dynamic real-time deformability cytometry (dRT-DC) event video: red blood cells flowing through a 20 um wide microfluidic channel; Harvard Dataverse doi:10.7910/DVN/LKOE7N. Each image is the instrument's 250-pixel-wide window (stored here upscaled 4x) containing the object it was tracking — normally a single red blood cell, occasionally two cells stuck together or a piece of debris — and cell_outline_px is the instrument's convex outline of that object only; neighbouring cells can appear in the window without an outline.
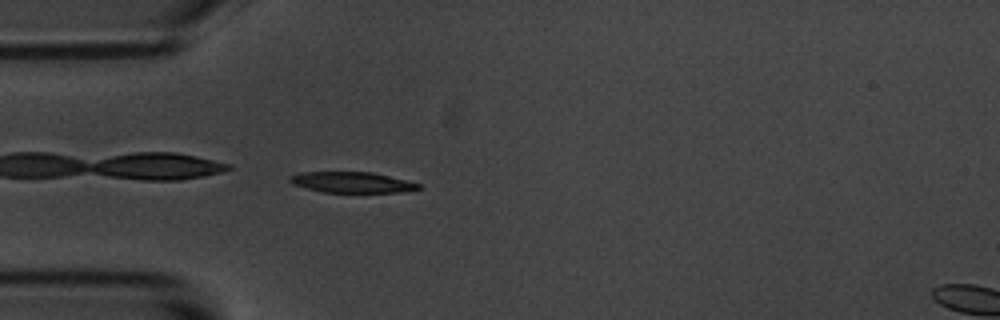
{"species": "common noctule bat (a hibernating species)", "species_latin": "Nyctalus noctula", "temperature_condition": "room temperature", "stored_images_in_passage": 41, "camera_frame_rate_fps": 3000, "um_per_image_px": 0.085, "animal": {"sex": "male", "body_mass_g": 20.1, "forearm_length_mm": 53.5}, "frame": {"image": 1, "passage_image": 1, "time_ms": 0.0, "image_size_px": [1000, 320], "cell_outline_px": [[424, 188], [400, 192], [320, 192], [292, 184], [288, 180], [288, 176], [300, 172], [372, 172], [408, 180], [420, 184]], "centroid_in_image_um": [29.91, 15.49], "position_along_channel_um": 55.1, "area_um2": 15.72}}
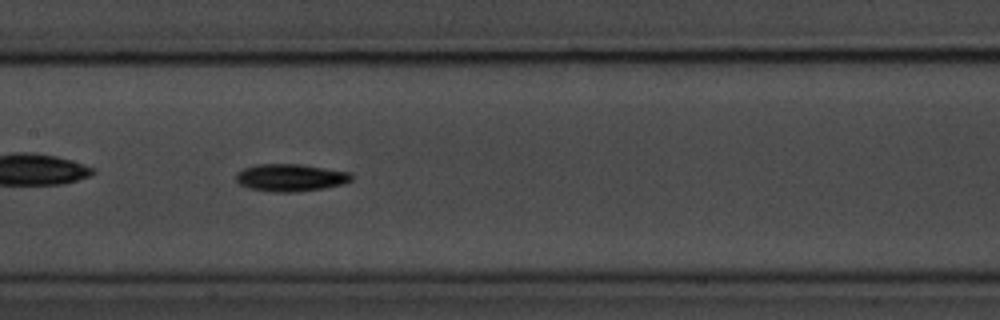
{"frame": {"image": 2, "passage_image": 12, "time_ms": 3.667, "image_size_px": [1000, 320], "cell_outline_px": [[352, 180], [344, 184], [324, 188], [296, 192], [272, 192], [252, 188], [240, 184], [236, 180], [236, 176], [244, 168], [256, 164], [300, 164], [348, 172], [352, 176]], "centroid_in_image_um": [24.71, 15.1], "position_along_channel_um": 182.7, "area_um2": 18.21}}
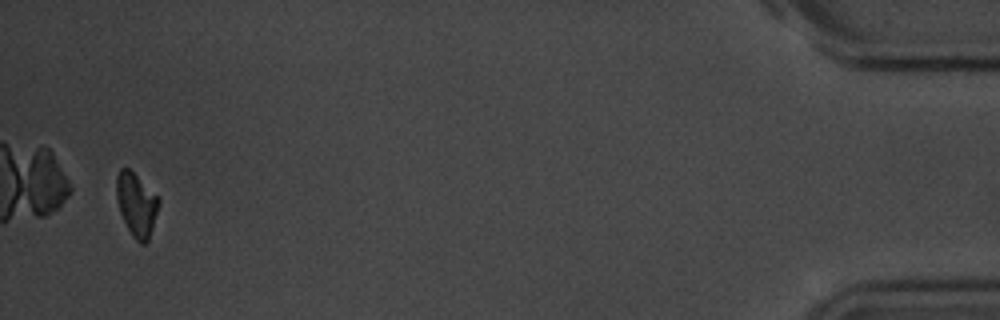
{"frame": {"image": 3, "passage_image": 39, "time_ms": 12.667, "image_size_px": [1000, 320], "cell_outline_px": [[160, 204], [148, 240], [144, 244], [140, 244], [132, 236], [120, 212], [116, 196], [116, 176], [120, 168], [128, 168], [160, 200]], "centroid_in_image_um": [11.58, 17.4], "position_along_channel_um": 423.6, "area_um2": 15.26}, "authors_computed_cell_mechanics": {"area_um2": 16.4152, "velocity_mm_per_s": 3.6075, "shape_relaxation_time_tau1_ms": 1.9123, "shape_relaxation_time_tau2_ms": null, "deformation_change_tau1": 0.1243, "deformation_change_tau2": null}}